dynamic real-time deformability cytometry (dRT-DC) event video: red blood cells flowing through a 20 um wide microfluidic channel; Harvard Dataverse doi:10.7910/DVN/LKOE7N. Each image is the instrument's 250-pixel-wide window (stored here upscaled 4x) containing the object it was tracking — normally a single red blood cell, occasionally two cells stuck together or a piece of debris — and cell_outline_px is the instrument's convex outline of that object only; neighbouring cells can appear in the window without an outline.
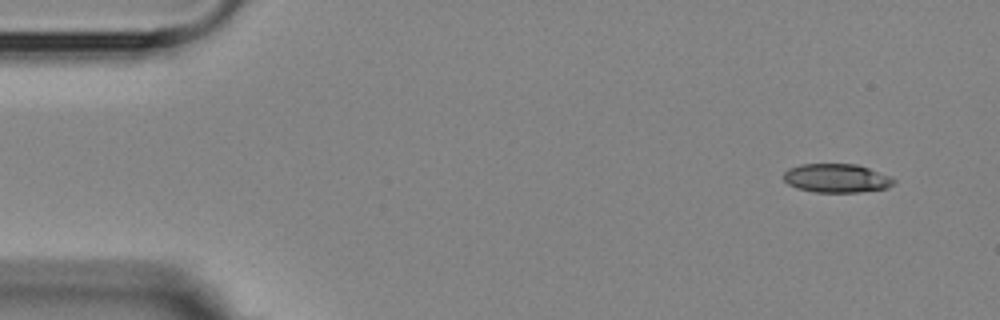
{"species": "Egyptian fruit bat (a non-hibernating species)", "species_latin": "Rousettus aegyptiacus", "temperature_condition": "room temperature", "stored_images_in_passage": 5, "camera_frame_rate_fps": 3000, "um_per_image_px": 0.085, "animal": {"sex": "female"}, "frame": {"image": 1, "passage_image": 1, "time_ms": 0.0, "image_size_px": [1000, 320], "cell_outline_px": [[896, 184], [888, 188], [856, 192], [812, 192], [796, 188], [788, 184], [784, 180], [784, 172], [788, 168], [800, 164], [856, 164], [892, 176], [896, 180]], "centroid_in_image_um": [71.12, 15.15], "position_along_channel_um": 13.9, "area_um2": 18.67}}